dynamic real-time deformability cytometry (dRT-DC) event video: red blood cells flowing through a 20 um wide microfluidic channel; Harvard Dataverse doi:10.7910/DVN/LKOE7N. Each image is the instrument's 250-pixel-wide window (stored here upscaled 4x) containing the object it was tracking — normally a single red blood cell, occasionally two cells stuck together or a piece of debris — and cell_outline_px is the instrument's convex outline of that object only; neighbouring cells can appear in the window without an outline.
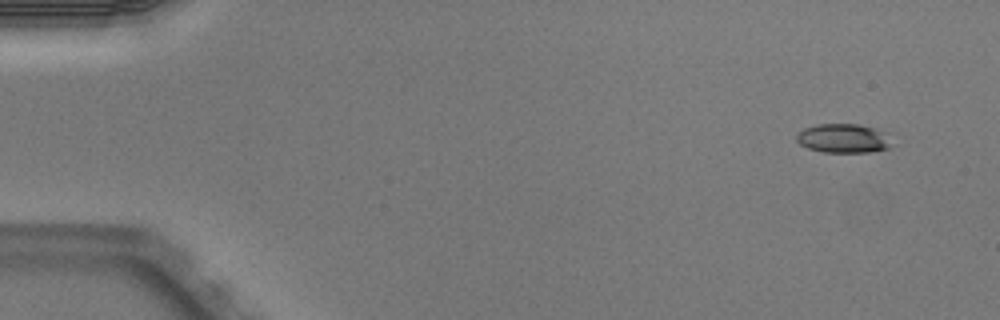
{"species": "Egyptian fruit bat (a non-hibernating species)", "species_latin": "Rousettus aegyptiacus", "temperature_condition": "warm", "stored_images_in_passage": 6, "camera_frame_rate_fps": 3000, "um_per_image_px": 0.085, "animal": {"sex": "male"}, "frame": {"image": 1, "passage_image": 1, "time_ms": 0.0, "image_size_px": [1000, 320], "cell_outline_px": [[888, 148], [868, 152], [824, 152], [808, 148], [800, 144], [796, 140], [796, 132], [804, 128], [816, 124], [860, 124], [876, 128], [880, 132], [888, 144]], "centroid_in_image_um": [71.54, 11.75], "position_along_channel_um": 13.5, "area_um2": 15.72}}
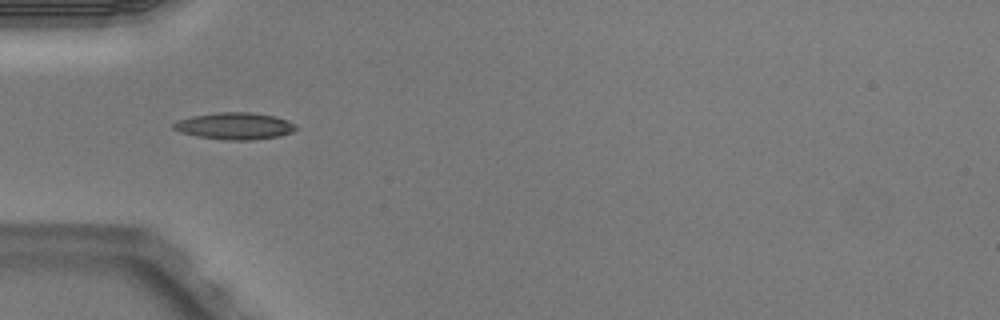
{"frame": {"image": 2, "passage_image": 4, "time_ms": 1.0, "image_size_px": [1000, 320], "cell_outline_px": [[300, 128], [292, 132], [280, 136], [252, 140], [228, 140], [196, 136], [180, 132], [172, 128], [172, 124], [176, 120], [192, 116], [216, 112], [252, 112], [276, 116], [288, 120], [296, 124]], "centroid_in_image_um": [19.98, 10.7], "position_along_channel_um": 65.0, "area_um2": 19.48}}
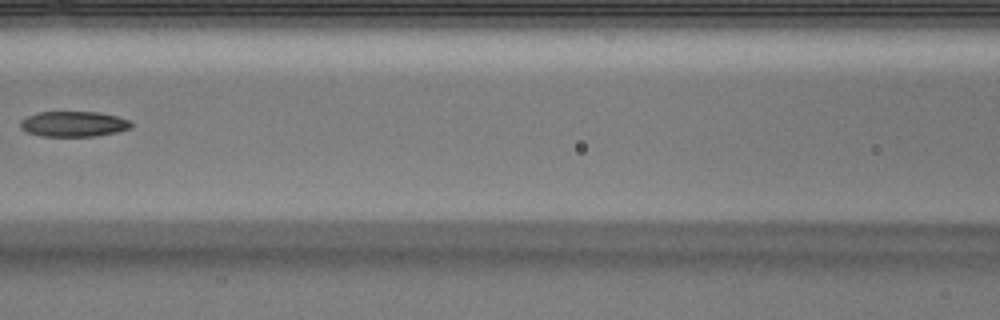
{"frame": {"image": 3, "passage_image": 6, "time_ms": 1.667, "image_size_px": [1000, 320], "cell_outline_px": [[132, 124], [128, 128], [116, 132], [96, 136], [44, 136], [24, 132], [20, 128], [20, 120], [36, 112], [100, 112], [116, 116], [128, 120]], "centroid_in_image_um": [6.19, 10.54], "position_along_channel_um": 160.4, "area_um2": 16.36}}